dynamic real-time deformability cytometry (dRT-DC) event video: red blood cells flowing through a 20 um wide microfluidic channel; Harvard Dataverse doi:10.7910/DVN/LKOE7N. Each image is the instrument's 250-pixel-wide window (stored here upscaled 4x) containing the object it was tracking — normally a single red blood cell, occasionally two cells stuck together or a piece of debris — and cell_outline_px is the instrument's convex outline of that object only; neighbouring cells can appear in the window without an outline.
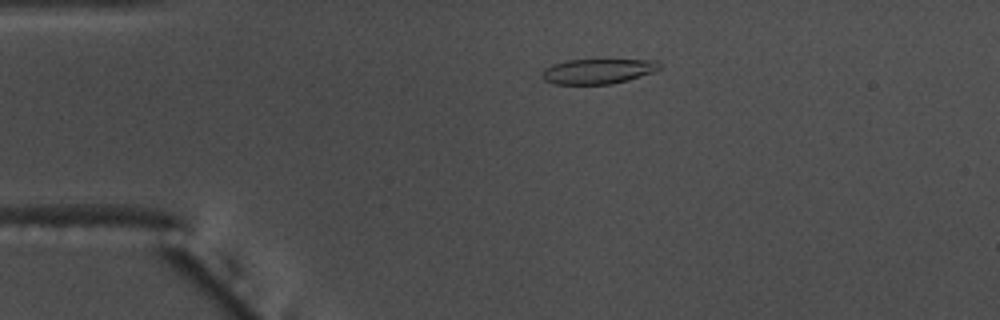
{"species": "common noctule bat (a hibernating species)", "species_latin": "Nyctalus noctula", "temperature_condition": "warm", "stored_images_in_passage": 45, "camera_frame_rate_fps": 3000, "um_per_image_px": 0.085, "animal": {"sex": "male", "body_mass_g": 17.5, "forearm_length_mm": 52.3}, "frame": {"image": 1, "passage_image": 1, "time_ms": 0.0, "image_size_px": [1000, 320], "cell_outline_px": [[660, 68], [652, 72], [628, 80], [612, 84], [552, 84], [544, 80], [540, 76], [540, 72], [544, 68], [552, 64], [564, 60], [656, 60], [660, 64]], "centroid_in_image_um": [50.74, 6.06], "position_along_channel_um": 34.3, "area_um2": 17.22}}
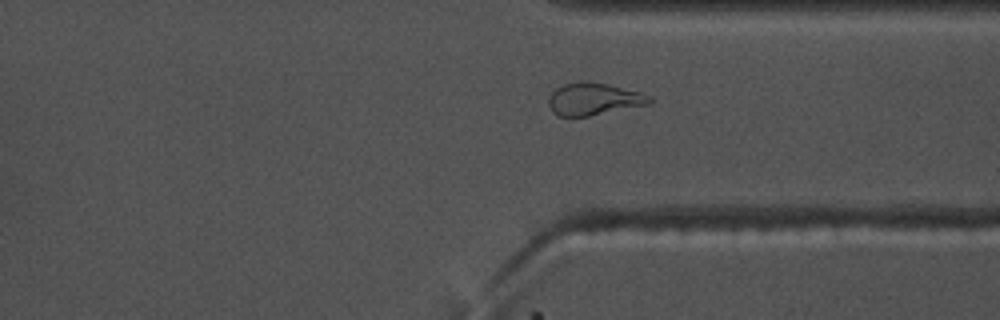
{"frame": {"image": 2, "passage_image": 31, "time_ms": 10.0, "image_size_px": [1000, 320], "cell_outline_px": [[652, 100], [648, 104], [588, 116], [560, 116], [552, 112], [548, 104], [548, 100], [552, 92], [556, 88], [564, 84], [608, 84], [644, 92], [652, 96]], "centroid_in_image_um": [50.51, 8.45], "position_along_channel_um": 360.9, "area_um2": 18.44}}
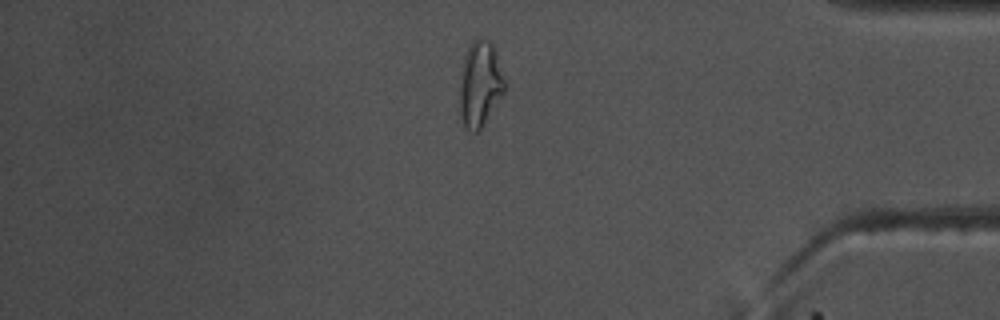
{"frame": {"image": 3, "passage_image": 36, "time_ms": 11.667, "image_size_px": [1000, 320], "cell_outline_px": [[504, 92], [480, 128], [476, 132], [472, 132], [464, 124], [460, 116], [460, 84], [464, 56], [468, 44], [476, 36], [480, 36], [488, 40], [492, 44], [504, 80]], "centroid_in_image_um": [40.77, 7.08], "position_along_channel_um": 394.4, "area_um2": 21.91}, "authors_computed_cell_mechanics": {"area_um2": 18.496, "velocity_mm_per_s": 3.687, "shape_relaxation_time_tau1_ms": 7.4857, "shape_relaxation_time_tau2_ms": 2.5046, "deformation_change_tau1": 0.2136, "deformation_change_tau2": 0.1138}}